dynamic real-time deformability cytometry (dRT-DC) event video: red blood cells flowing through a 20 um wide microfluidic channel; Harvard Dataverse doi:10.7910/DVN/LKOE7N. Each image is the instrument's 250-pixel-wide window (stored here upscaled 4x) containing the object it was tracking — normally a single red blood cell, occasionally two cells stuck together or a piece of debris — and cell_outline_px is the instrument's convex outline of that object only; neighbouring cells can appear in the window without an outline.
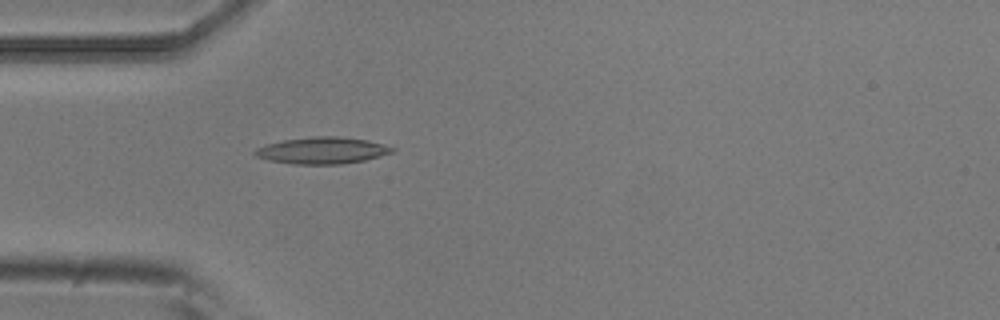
{"species": "common noctule bat (a hibernating species)", "species_latin": "Nyctalus noctula", "temperature_condition": "room temperature", "stored_images_in_passage": 5, "camera_frame_rate_fps": 3000, "um_per_image_px": 0.085, "animal": {"sex": "male", "body_mass_g": 20.5, "forearm_length_mm": 52.5}, "frame": {"image": 1, "passage_image": 5, "time_ms": 1.333, "image_size_px": [1000, 320], "cell_outline_px": [[396, 148], [392, 152], [380, 156], [364, 160], [344, 164], [292, 164], [268, 160], [256, 156], [252, 152], [256, 148], [264, 144], [284, 140], [312, 136], [336, 136], [368, 140], [384, 144]], "centroid_in_image_um": [27.37, 12.79], "position_along_channel_um": 57.6, "area_um2": 21.44}}